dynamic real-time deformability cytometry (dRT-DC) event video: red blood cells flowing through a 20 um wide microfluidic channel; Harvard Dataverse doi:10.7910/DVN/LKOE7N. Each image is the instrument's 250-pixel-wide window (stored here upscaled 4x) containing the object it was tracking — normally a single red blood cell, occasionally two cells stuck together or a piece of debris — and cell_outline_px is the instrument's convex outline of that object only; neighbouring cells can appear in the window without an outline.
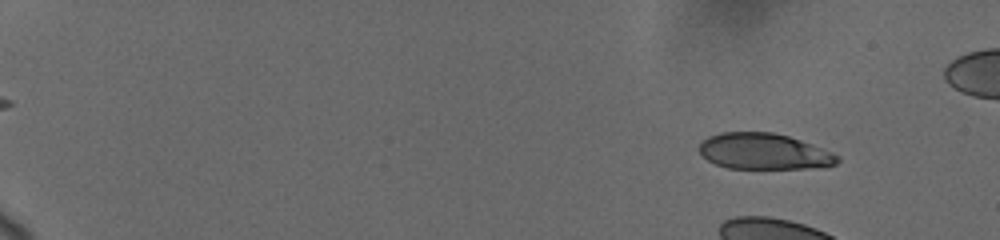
{"species": "human", "species_latin": "Homo sapiens", "temperature_condition": "cold", "stored_images_in_passage": 18, "camera_frame_rate_fps": 3000, "um_per_image_px": 0.085, "donor": {"sex": "female"}, "frame": {"image": 1, "passage_image": 3, "time_ms": 1.333, "image_size_px": [1000, 240], "cell_outline_px": [[840, 160], [836, 164], [824, 168], [728, 168], [716, 164], [708, 160], [700, 152], [700, 144], [708, 136], [720, 132], [772, 132], [788, 136], [800, 140], [832, 152], [840, 156]], "centroid_in_image_um": [64.97, 12.87], "position_along_channel_um": 20.0, "area_um2": 28.96}}
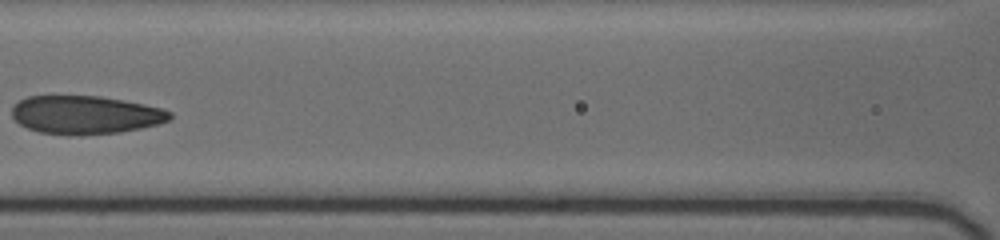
{"frame": {"image": 2, "passage_image": 16, "time_ms": 10.0, "image_size_px": [1000, 240], "cell_outline_px": [[172, 120], [160, 124], [120, 132], [72, 136], [68, 136], [40, 132], [28, 128], [20, 124], [12, 116], [12, 108], [20, 100], [28, 96], [100, 96], [124, 100], [160, 108], [172, 112]], "centroid_in_image_um": [7.28, 9.77], "position_along_channel_um": 159.3, "area_um2": 35.37}}
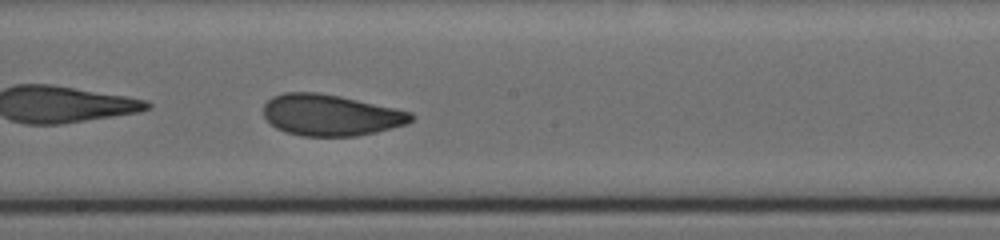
{"frame": {"image": 3, "passage_image": 18, "time_ms": 11.667, "image_size_px": [1000, 240], "cell_outline_px": [[416, 116], [408, 124], [376, 132], [356, 136], [300, 136], [284, 132], [276, 128], [264, 116], [264, 104], [272, 96], [284, 92], [316, 92], [340, 96], [412, 112]], "centroid_in_image_um": [28.11, 9.78], "position_along_channel_um": 220.1, "area_um2": 35.6}}